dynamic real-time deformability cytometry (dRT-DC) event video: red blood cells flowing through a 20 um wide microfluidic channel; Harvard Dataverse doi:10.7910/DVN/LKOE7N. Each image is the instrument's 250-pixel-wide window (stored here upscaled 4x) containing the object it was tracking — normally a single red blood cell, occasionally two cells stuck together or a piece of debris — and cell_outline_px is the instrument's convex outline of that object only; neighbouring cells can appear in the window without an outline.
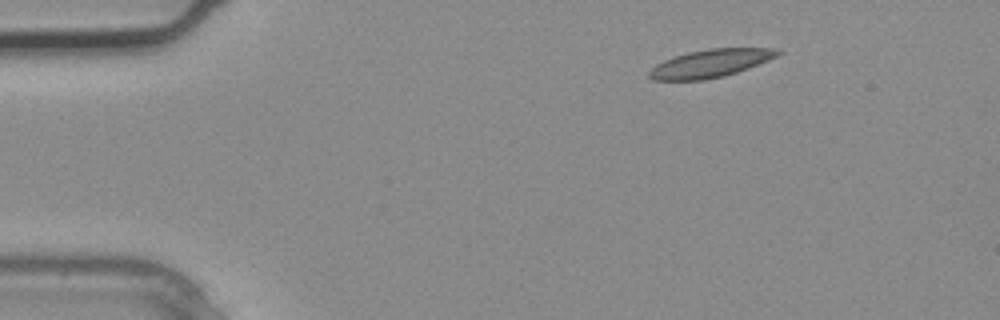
{"species": "common noctule bat (a hibernating species)", "species_latin": "Nyctalus noctula", "temperature_condition": "warm", "stored_images_in_passage": 2, "camera_frame_rate_fps": 3000, "um_per_image_px": 0.085, "animal": {"sex": "male", "body_mass_g": 20.4}, "frame": {"image": 1, "passage_image": 1, "time_ms": 0.0, "image_size_px": [1000, 320], "cell_outline_px": [[784, 52], [768, 60], [748, 68], [724, 76], [704, 80], [652, 80], [648, 76], [648, 72], [656, 64], [664, 60], [688, 52], [708, 48], [780, 48]], "centroid_in_image_um": [60.4, 5.38], "position_along_channel_um": 24.6, "area_um2": 20.92}}